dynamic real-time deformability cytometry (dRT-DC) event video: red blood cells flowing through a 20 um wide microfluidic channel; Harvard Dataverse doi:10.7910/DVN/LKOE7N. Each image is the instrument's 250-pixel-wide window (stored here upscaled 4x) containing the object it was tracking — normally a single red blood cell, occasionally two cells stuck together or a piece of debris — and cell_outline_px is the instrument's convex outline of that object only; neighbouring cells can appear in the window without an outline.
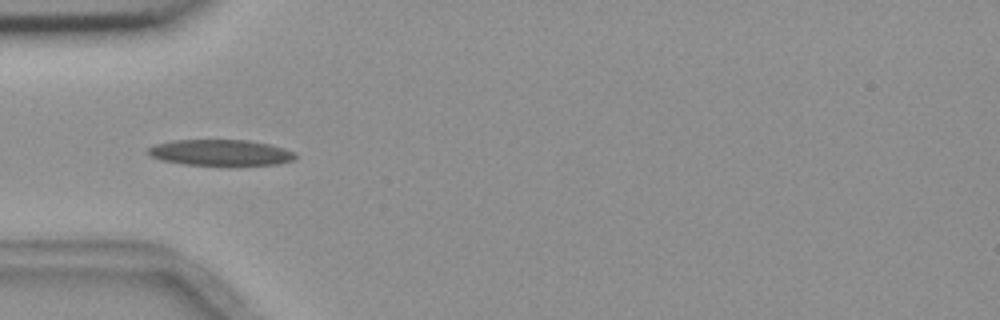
{"species": "common noctule bat (a hibernating species)", "species_latin": "Nyctalus noctula", "temperature_condition": "room temperature", "stored_images_in_passage": 8, "camera_frame_rate_fps": 3000, "um_per_image_px": 0.085, "animal": {"sex": "female", "body_mass_g": 18.4}, "frame": {"image": 1, "passage_image": 2, "time_ms": 1.333, "image_size_px": [1000, 320], "cell_outline_px": [[296, 156], [292, 160], [276, 164], [184, 164], [160, 160], [144, 152], [148, 148], [156, 144], [172, 140], [248, 140], [268, 144], [284, 148], [296, 152]], "centroid_in_image_um": [18.7, 12.95], "position_along_channel_um": 66.3, "area_um2": 21.96}}
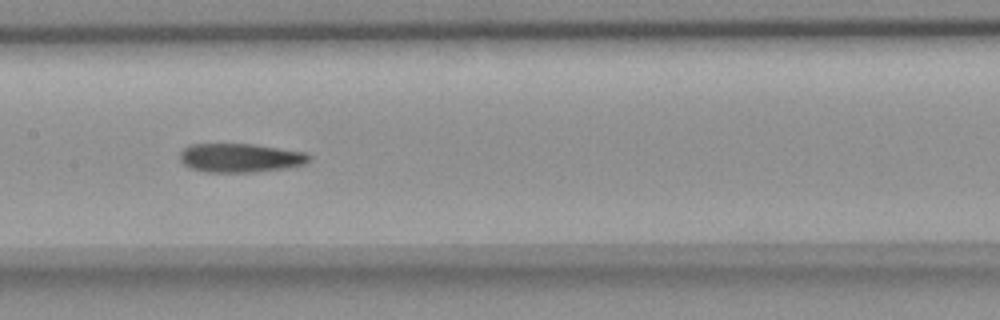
{"frame": {"image": 2, "passage_image": 5, "time_ms": 4.667, "image_size_px": [1000, 320], "cell_outline_px": [[312, 160], [304, 164], [288, 168], [256, 172], [204, 172], [188, 168], [180, 160], [180, 152], [188, 144], [252, 144], [308, 152], [312, 156]], "centroid_in_image_um": [20.45, 13.42], "position_along_channel_um": 186.9, "area_um2": 22.14}}
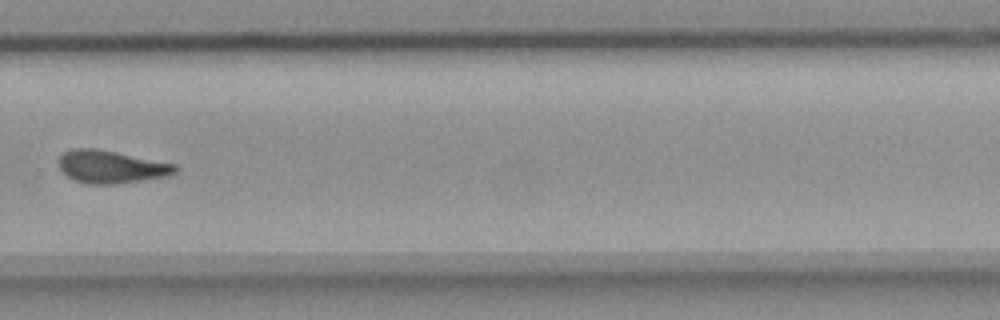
{"frame": {"image": 3, "passage_image": 8, "time_ms": 8.333, "image_size_px": [1000, 320], "cell_outline_px": [[180, 168], [176, 172], [168, 176], [116, 184], [88, 184], [76, 180], [68, 176], [60, 168], [60, 156], [64, 152], [72, 148], [96, 148], [176, 164]], "centroid_in_image_um": [9.48, 14.17], "position_along_channel_um": 320.3, "area_um2": 22.08}}